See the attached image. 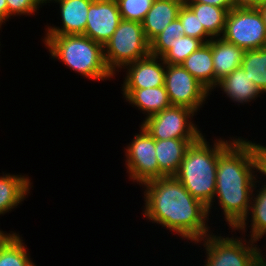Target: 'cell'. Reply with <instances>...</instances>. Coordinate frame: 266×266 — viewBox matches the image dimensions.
Wrapping results in <instances>:
<instances>
[{
	"mask_svg": "<svg viewBox=\"0 0 266 266\" xmlns=\"http://www.w3.org/2000/svg\"><path fill=\"white\" fill-rule=\"evenodd\" d=\"M6 2L8 7V19L15 15L30 16L37 12L42 5H45L41 0H6Z\"/></svg>",
	"mask_w": 266,
	"mask_h": 266,
	"instance_id": "cell-29",
	"label": "cell"
},
{
	"mask_svg": "<svg viewBox=\"0 0 266 266\" xmlns=\"http://www.w3.org/2000/svg\"><path fill=\"white\" fill-rule=\"evenodd\" d=\"M184 35L179 18L172 21L161 33L150 42V54L162 57L170 48L174 39Z\"/></svg>",
	"mask_w": 266,
	"mask_h": 266,
	"instance_id": "cell-26",
	"label": "cell"
},
{
	"mask_svg": "<svg viewBox=\"0 0 266 266\" xmlns=\"http://www.w3.org/2000/svg\"><path fill=\"white\" fill-rule=\"evenodd\" d=\"M13 232L11 231L10 233H6L3 230H0V246L5 242V240L12 234Z\"/></svg>",
	"mask_w": 266,
	"mask_h": 266,
	"instance_id": "cell-35",
	"label": "cell"
},
{
	"mask_svg": "<svg viewBox=\"0 0 266 266\" xmlns=\"http://www.w3.org/2000/svg\"><path fill=\"white\" fill-rule=\"evenodd\" d=\"M122 20L116 0H93L87 13L83 35L105 45Z\"/></svg>",
	"mask_w": 266,
	"mask_h": 266,
	"instance_id": "cell-11",
	"label": "cell"
},
{
	"mask_svg": "<svg viewBox=\"0 0 266 266\" xmlns=\"http://www.w3.org/2000/svg\"><path fill=\"white\" fill-rule=\"evenodd\" d=\"M19 233H13L0 246V266H30L31 260L28 249Z\"/></svg>",
	"mask_w": 266,
	"mask_h": 266,
	"instance_id": "cell-23",
	"label": "cell"
},
{
	"mask_svg": "<svg viewBox=\"0 0 266 266\" xmlns=\"http://www.w3.org/2000/svg\"><path fill=\"white\" fill-rule=\"evenodd\" d=\"M126 102L146 115L145 119L171 106L165 86L142 89H121Z\"/></svg>",
	"mask_w": 266,
	"mask_h": 266,
	"instance_id": "cell-17",
	"label": "cell"
},
{
	"mask_svg": "<svg viewBox=\"0 0 266 266\" xmlns=\"http://www.w3.org/2000/svg\"><path fill=\"white\" fill-rule=\"evenodd\" d=\"M164 86L172 106L187 107L196 115L211 94L181 64H166Z\"/></svg>",
	"mask_w": 266,
	"mask_h": 266,
	"instance_id": "cell-9",
	"label": "cell"
},
{
	"mask_svg": "<svg viewBox=\"0 0 266 266\" xmlns=\"http://www.w3.org/2000/svg\"><path fill=\"white\" fill-rule=\"evenodd\" d=\"M259 11L261 12L263 21H264V25H265V29H266V3L260 5L258 7Z\"/></svg>",
	"mask_w": 266,
	"mask_h": 266,
	"instance_id": "cell-34",
	"label": "cell"
},
{
	"mask_svg": "<svg viewBox=\"0 0 266 266\" xmlns=\"http://www.w3.org/2000/svg\"><path fill=\"white\" fill-rule=\"evenodd\" d=\"M8 7L6 0H0V26L8 21Z\"/></svg>",
	"mask_w": 266,
	"mask_h": 266,
	"instance_id": "cell-31",
	"label": "cell"
},
{
	"mask_svg": "<svg viewBox=\"0 0 266 266\" xmlns=\"http://www.w3.org/2000/svg\"><path fill=\"white\" fill-rule=\"evenodd\" d=\"M144 217L175 232L182 239L199 241L211 231L207 206L194 198L175 176H163L142 184Z\"/></svg>",
	"mask_w": 266,
	"mask_h": 266,
	"instance_id": "cell-1",
	"label": "cell"
},
{
	"mask_svg": "<svg viewBox=\"0 0 266 266\" xmlns=\"http://www.w3.org/2000/svg\"><path fill=\"white\" fill-rule=\"evenodd\" d=\"M258 250H259V255L255 259L252 266H266V259H265L266 257H263L264 255H263V253L261 254L262 250L260 248H258Z\"/></svg>",
	"mask_w": 266,
	"mask_h": 266,
	"instance_id": "cell-33",
	"label": "cell"
},
{
	"mask_svg": "<svg viewBox=\"0 0 266 266\" xmlns=\"http://www.w3.org/2000/svg\"><path fill=\"white\" fill-rule=\"evenodd\" d=\"M195 113L187 107L171 105L143 119L141 125L154 139L158 140L199 139L203 134L192 121Z\"/></svg>",
	"mask_w": 266,
	"mask_h": 266,
	"instance_id": "cell-8",
	"label": "cell"
},
{
	"mask_svg": "<svg viewBox=\"0 0 266 266\" xmlns=\"http://www.w3.org/2000/svg\"><path fill=\"white\" fill-rule=\"evenodd\" d=\"M255 174V175H254ZM259 178L248 139L238 137L217 160L216 192L219 209L231 230L247 218Z\"/></svg>",
	"mask_w": 266,
	"mask_h": 266,
	"instance_id": "cell-2",
	"label": "cell"
},
{
	"mask_svg": "<svg viewBox=\"0 0 266 266\" xmlns=\"http://www.w3.org/2000/svg\"><path fill=\"white\" fill-rule=\"evenodd\" d=\"M221 37L245 51L266 47V29L258 7L237 5L228 11Z\"/></svg>",
	"mask_w": 266,
	"mask_h": 266,
	"instance_id": "cell-6",
	"label": "cell"
},
{
	"mask_svg": "<svg viewBox=\"0 0 266 266\" xmlns=\"http://www.w3.org/2000/svg\"><path fill=\"white\" fill-rule=\"evenodd\" d=\"M198 17L200 24L213 37H221L228 11L225 8L202 3H185Z\"/></svg>",
	"mask_w": 266,
	"mask_h": 266,
	"instance_id": "cell-22",
	"label": "cell"
},
{
	"mask_svg": "<svg viewBox=\"0 0 266 266\" xmlns=\"http://www.w3.org/2000/svg\"><path fill=\"white\" fill-rule=\"evenodd\" d=\"M28 175H12L10 173L0 176V215L11 212L26 199L32 187Z\"/></svg>",
	"mask_w": 266,
	"mask_h": 266,
	"instance_id": "cell-20",
	"label": "cell"
},
{
	"mask_svg": "<svg viewBox=\"0 0 266 266\" xmlns=\"http://www.w3.org/2000/svg\"><path fill=\"white\" fill-rule=\"evenodd\" d=\"M132 142L126 146L125 166L129 180L141 186L143 183L158 178V161L155 151V139L140 125Z\"/></svg>",
	"mask_w": 266,
	"mask_h": 266,
	"instance_id": "cell-10",
	"label": "cell"
},
{
	"mask_svg": "<svg viewBox=\"0 0 266 266\" xmlns=\"http://www.w3.org/2000/svg\"><path fill=\"white\" fill-rule=\"evenodd\" d=\"M204 43L197 38L186 35L175 38L171 48L162 56L166 64H181L191 53L198 50Z\"/></svg>",
	"mask_w": 266,
	"mask_h": 266,
	"instance_id": "cell-25",
	"label": "cell"
},
{
	"mask_svg": "<svg viewBox=\"0 0 266 266\" xmlns=\"http://www.w3.org/2000/svg\"><path fill=\"white\" fill-rule=\"evenodd\" d=\"M185 3H202L218 6L225 8L227 11H230L235 6L238 5L237 0H184Z\"/></svg>",
	"mask_w": 266,
	"mask_h": 266,
	"instance_id": "cell-30",
	"label": "cell"
},
{
	"mask_svg": "<svg viewBox=\"0 0 266 266\" xmlns=\"http://www.w3.org/2000/svg\"><path fill=\"white\" fill-rule=\"evenodd\" d=\"M209 233L203 239L194 242H202L207 259L204 266H252L259 255V246L248 238L217 236ZM248 243V244H247ZM257 246V247H256Z\"/></svg>",
	"mask_w": 266,
	"mask_h": 266,
	"instance_id": "cell-7",
	"label": "cell"
},
{
	"mask_svg": "<svg viewBox=\"0 0 266 266\" xmlns=\"http://www.w3.org/2000/svg\"><path fill=\"white\" fill-rule=\"evenodd\" d=\"M42 2H43V4L45 3V4H47V2L49 1V0H41Z\"/></svg>",
	"mask_w": 266,
	"mask_h": 266,
	"instance_id": "cell-36",
	"label": "cell"
},
{
	"mask_svg": "<svg viewBox=\"0 0 266 266\" xmlns=\"http://www.w3.org/2000/svg\"><path fill=\"white\" fill-rule=\"evenodd\" d=\"M238 5L246 7H259L260 5L266 3V0H237Z\"/></svg>",
	"mask_w": 266,
	"mask_h": 266,
	"instance_id": "cell-32",
	"label": "cell"
},
{
	"mask_svg": "<svg viewBox=\"0 0 266 266\" xmlns=\"http://www.w3.org/2000/svg\"><path fill=\"white\" fill-rule=\"evenodd\" d=\"M103 49L106 65L116 75L126 65L150 55V42L142 23L122 19Z\"/></svg>",
	"mask_w": 266,
	"mask_h": 266,
	"instance_id": "cell-5",
	"label": "cell"
},
{
	"mask_svg": "<svg viewBox=\"0 0 266 266\" xmlns=\"http://www.w3.org/2000/svg\"><path fill=\"white\" fill-rule=\"evenodd\" d=\"M221 88L224 94L229 97L232 102L237 104H247L263 94L256 84L248 77L247 72L239 67L230 74L221 78L215 88Z\"/></svg>",
	"mask_w": 266,
	"mask_h": 266,
	"instance_id": "cell-16",
	"label": "cell"
},
{
	"mask_svg": "<svg viewBox=\"0 0 266 266\" xmlns=\"http://www.w3.org/2000/svg\"><path fill=\"white\" fill-rule=\"evenodd\" d=\"M122 89H146L164 85L166 63L162 57L148 55L126 65Z\"/></svg>",
	"mask_w": 266,
	"mask_h": 266,
	"instance_id": "cell-12",
	"label": "cell"
},
{
	"mask_svg": "<svg viewBox=\"0 0 266 266\" xmlns=\"http://www.w3.org/2000/svg\"><path fill=\"white\" fill-rule=\"evenodd\" d=\"M245 50L222 37L212 38V59L215 74V86L224 76L241 67Z\"/></svg>",
	"mask_w": 266,
	"mask_h": 266,
	"instance_id": "cell-18",
	"label": "cell"
},
{
	"mask_svg": "<svg viewBox=\"0 0 266 266\" xmlns=\"http://www.w3.org/2000/svg\"><path fill=\"white\" fill-rule=\"evenodd\" d=\"M178 18L182 23L184 35L200 39L204 44L213 38L200 24L196 14L185 3L179 11Z\"/></svg>",
	"mask_w": 266,
	"mask_h": 266,
	"instance_id": "cell-27",
	"label": "cell"
},
{
	"mask_svg": "<svg viewBox=\"0 0 266 266\" xmlns=\"http://www.w3.org/2000/svg\"><path fill=\"white\" fill-rule=\"evenodd\" d=\"M123 20L142 23L154 0H116Z\"/></svg>",
	"mask_w": 266,
	"mask_h": 266,
	"instance_id": "cell-28",
	"label": "cell"
},
{
	"mask_svg": "<svg viewBox=\"0 0 266 266\" xmlns=\"http://www.w3.org/2000/svg\"><path fill=\"white\" fill-rule=\"evenodd\" d=\"M198 139H155L158 161V178L174 176L185 156L187 148Z\"/></svg>",
	"mask_w": 266,
	"mask_h": 266,
	"instance_id": "cell-14",
	"label": "cell"
},
{
	"mask_svg": "<svg viewBox=\"0 0 266 266\" xmlns=\"http://www.w3.org/2000/svg\"><path fill=\"white\" fill-rule=\"evenodd\" d=\"M255 192L256 195L254 193L252 194L247 218L235 230H241L242 234H245L248 231V229L245 230L248 224L247 222H249L247 219L251 215V234L249 236L251 240L258 242L266 234V186L263 184Z\"/></svg>",
	"mask_w": 266,
	"mask_h": 266,
	"instance_id": "cell-21",
	"label": "cell"
},
{
	"mask_svg": "<svg viewBox=\"0 0 266 266\" xmlns=\"http://www.w3.org/2000/svg\"><path fill=\"white\" fill-rule=\"evenodd\" d=\"M231 138L226 141L216 139L212 146L202 135L187 148L179 170L174 175L194 198L207 206L208 214L215 202L217 160L237 139Z\"/></svg>",
	"mask_w": 266,
	"mask_h": 266,
	"instance_id": "cell-3",
	"label": "cell"
},
{
	"mask_svg": "<svg viewBox=\"0 0 266 266\" xmlns=\"http://www.w3.org/2000/svg\"><path fill=\"white\" fill-rule=\"evenodd\" d=\"M241 67L259 90L266 93V47L245 51Z\"/></svg>",
	"mask_w": 266,
	"mask_h": 266,
	"instance_id": "cell-24",
	"label": "cell"
},
{
	"mask_svg": "<svg viewBox=\"0 0 266 266\" xmlns=\"http://www.w3.org/2000/svg\"><path fill=\"white\" fill-rule=\"evenodd\" d=\"M58 3L62 26H48L45 35L84 34L87 24V13L93 0H49Z\"/></svg>",
	"mask_w": 266,
	"mask_h": 266,
	"instance_id": "cell-13",
	"label": "cell"
},
{
	"mask_svg": "<svg viewBox=\"0 0 266 266\" xmlns=\"http://www.w3.org/2000/svg\"><path fill=\"white\" fill-rule=\"evenodd\" d=\"M181 65L209 92L215 89V74L212 59V39L191 53Z\"/></svg>",
	"mask_w": 266,
	"mask_h": 266,
	"instance_id": "cell-19",
	"label": "cell"
},
{
	"mask_svg": "<svg viewBox=\"0 0 266 266\" xmlns=\"http://www.w3.org/2000/svg\"><path fill=\"white\" fill-rule=\"evenodd\" d=\"M44 44L51 58L63 62L69 69L91 80L115 77L108 69L103 45L83 34L45 35Z\"/></svg>",
	"mask_w": 266,
	"mask_h": 266,
	"instance_id": "cell-4",
	"label": "cell"
},
{
	"mask_svg": "<svg viewBox=\"0 0 266 266\" xmlns=\"http://www.w3.org/2000/svg\"><path fill=\"white\" fill-rule=\"evenodd\" d=\"M184 3V0H154L142 22L145 36L149 42L178 18Z\"/></svg>",
	"mask_w": 266,
	"mask_h": 266,
	"instance_id": "cell-15",
	"label": "cell"
}]
</instances>
